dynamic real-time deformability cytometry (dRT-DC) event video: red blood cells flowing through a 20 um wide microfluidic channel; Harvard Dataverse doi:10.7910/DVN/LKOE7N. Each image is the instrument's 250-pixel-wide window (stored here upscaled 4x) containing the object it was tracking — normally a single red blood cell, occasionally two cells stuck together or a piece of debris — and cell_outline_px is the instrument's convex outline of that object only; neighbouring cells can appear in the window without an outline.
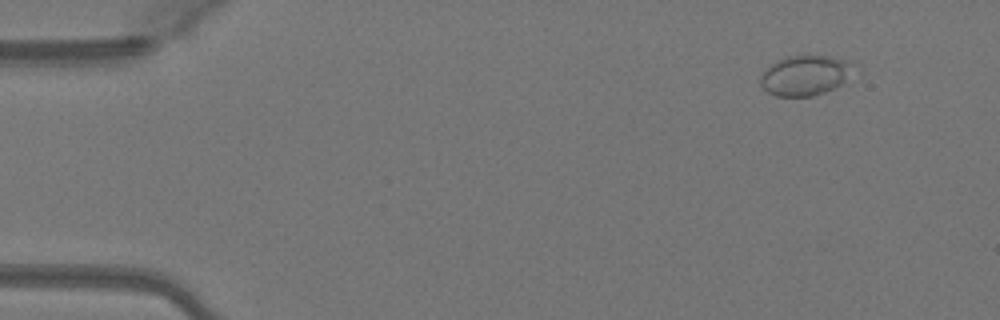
{"species": "Egyptian fruit bat (a non-hibernating species)", "species_latin": "Rousettus aegyptiacus", "temperature_condition": "warm", "stored_images_in_passage": 46, "camera_frame_rate_fps": 3000, "um_per_image_px": 0.085, "animal": {"sex": "female"}, "frame": {"image": 1, "passage_image": 5, "time_ms": 1.333, "image_size_px": [1000, 320], "cell_outline_px": [[852, 72], [840, 84], [824, 92], [812, 96], [776, 96], [768, 92], [760, 84], [760, 76], [768, 64], [776, 60], [788, 56], [828, 56], [844, 60]], "centroid_in_image_um": [68.31, 6.41], "position_along_channel_um": 16.7, "area_um2": 21.21}}